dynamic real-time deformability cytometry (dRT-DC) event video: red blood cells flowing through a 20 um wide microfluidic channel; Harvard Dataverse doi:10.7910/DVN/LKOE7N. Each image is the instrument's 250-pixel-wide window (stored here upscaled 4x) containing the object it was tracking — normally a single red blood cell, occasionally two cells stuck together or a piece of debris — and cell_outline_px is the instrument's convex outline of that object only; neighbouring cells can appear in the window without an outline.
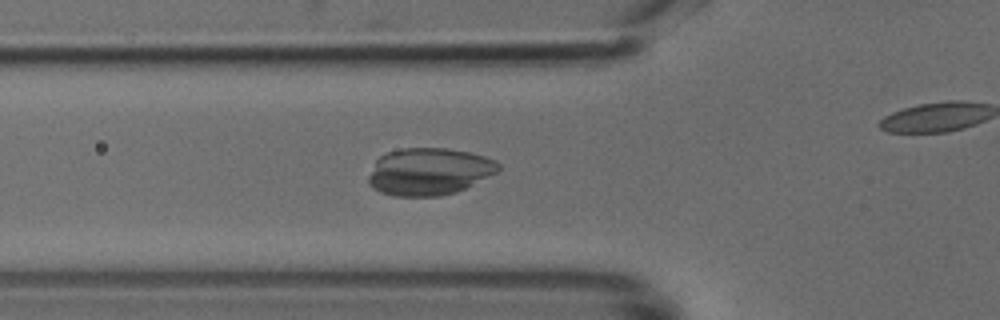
{"species": "common noctule bat (a hibernating species)", "species_latin": "Nyctalus noctula", "temperature_condition": "cold", "stored_images_in_passage": 40, "camera_frame_rate_fps": 3000, "um_per_image_px": 0.085, "animal": {"sex": "male", "body_mass_g": 18.8}, "frame": {"image": 1, "passage_image": 17, "time_ms": 5.333, "image_size_px": [1000, 320], "cell_outline_px": [[500, 168], [496, 172], [456, 192], [440, 196], [392, 196], [380, 192], [372, 188], [368, 184], [368, 176], [376, 160], [380, 156], [388, 152], [400, 148], [448, 148], [468, 152], [484, 156], [496, 160], [500, 164]], "centroid_in_image_um": [36.43, 14.58], "position_along_channel_um": 89.4, "area_um2": 35.72}}
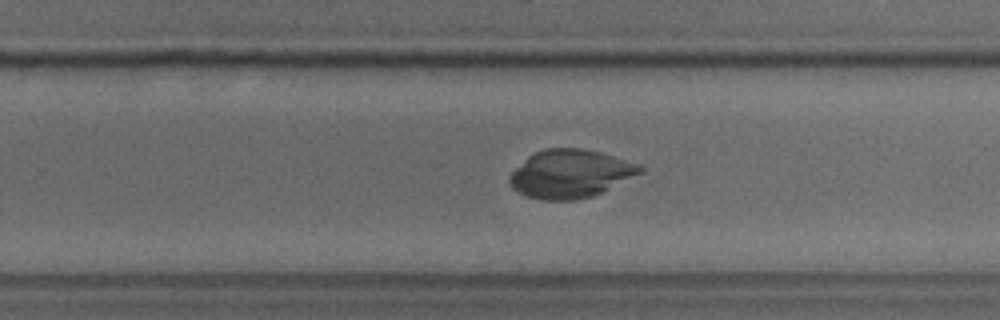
{"frame": {"image": 2, "passage_image": 31, "time_ms": 10.0, "image_size_px": [1000, 320], "cell_outline_px": [[644, 172], [592, 196], [576, 200], [544, 200], [528, 196], [512, 188], [508, 180], [508, 176], [528, 156], [544, 148], [580, 148], [600, 152], [640, 164], [644, 168]], "centroid_in_image_um": [48.49, 14.76], "position_along_channel_um": 281.3, "area_um2": 36.47}}
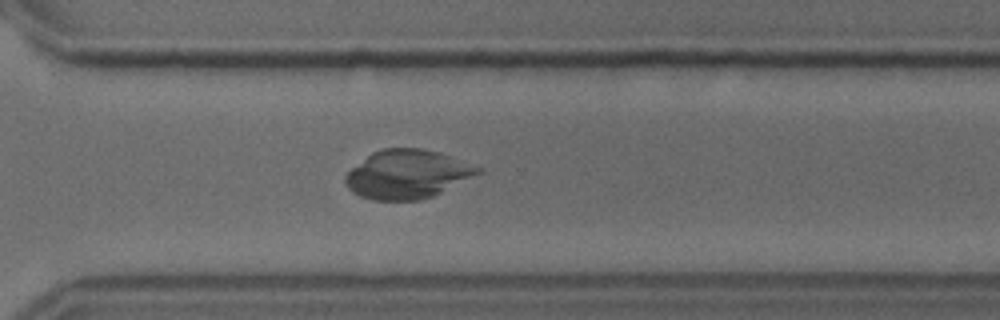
{"frame": {"image": 3, "passage_image": 35, "time_ms": 11.333, "image_size_px": [1000, 320], "cell_outline_px": [[484, 172], [432, 196], [420, 200], [372, 200], [360, 196], [352, 192], [348, 188], [344, 180], [344, 176], [352, 168], [372, 152], [384, 148], [420, 148], [436, 152], [484, 168]], "centroid_in_image_um": [34.62, 14.82], "position_along_channel_um": 336.0, "area_um2": 37.45}}